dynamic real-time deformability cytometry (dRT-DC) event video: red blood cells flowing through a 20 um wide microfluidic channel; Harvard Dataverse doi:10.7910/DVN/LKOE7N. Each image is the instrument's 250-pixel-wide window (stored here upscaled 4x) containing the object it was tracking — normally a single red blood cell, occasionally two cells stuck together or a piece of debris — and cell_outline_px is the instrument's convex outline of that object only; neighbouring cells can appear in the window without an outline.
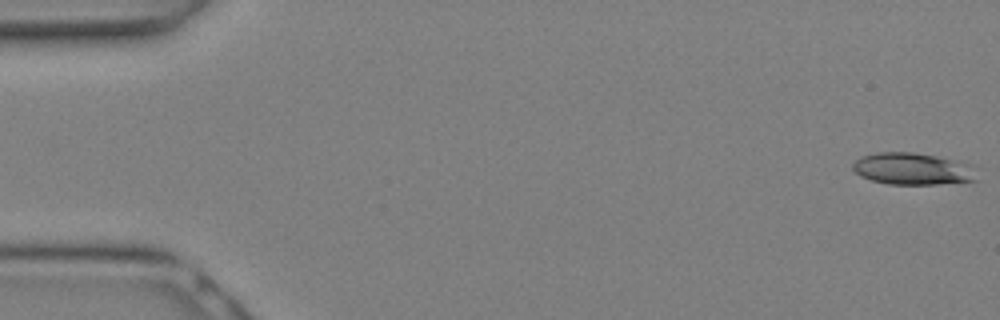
{"species": "Egyptian fruit bat (a non-hibernating species)", "species_latin": "Rousettus aegyptiacus", "temperature_condition": "warm", "stored_images_in_passage": 28, "camera_frame_rate_fps": 3000, "um_per_image_px": 0.085, "animal": {"sex": "female"}, "frame": {"image": 1, "passage_image": 1, "time_ms": 0.0, "image_size_px": [1000, 320], "cell_outline_px": [[976, 180], [936, 184], [888, 184], [872, 180], [860, 176], [852, 168], [852, 164], [860, 156], [880, 152], [912, 152], [936, 156], [972, 164]], "centroid_in_image_um": [77.53, 14.34], "position_along_channel_um": 7.5, "area_um2": 22.89}}
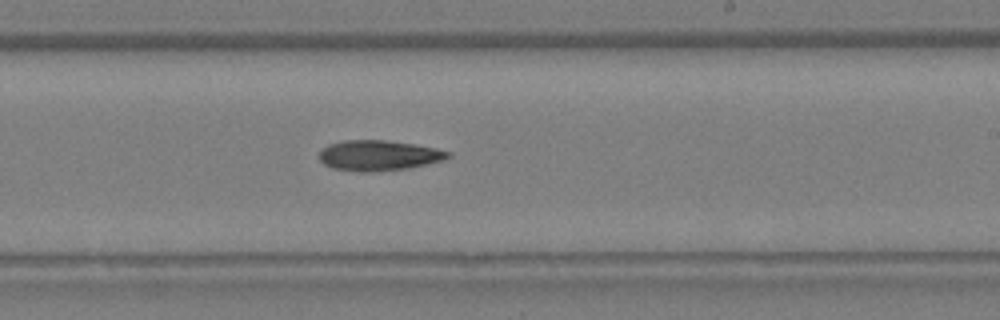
{"frame": {"image": 2, "passage_image": 17, "time_ms": 5.333, "image_size_px": [1000, 320], "cell_outline_px": [[452, 156], [444, 160], [408, 168], [372, 172], [360, 172], [332, 168], [324, 164], [320, 160], [320, 152], [328, 144], [344, 140], [384, 140], [412, 144], [436, 148], [452, 152]], "centroid_in_image_um": [32.2, 13.22], "position_along_channel_um": 256.8, "area_um2": 22.77}}
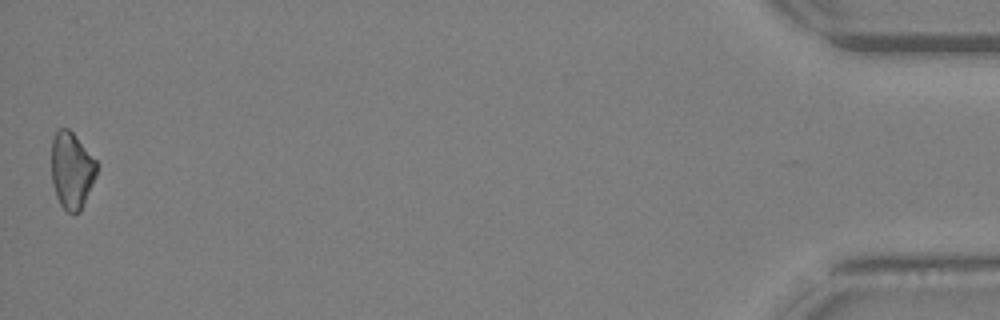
{"frame": {"image": 3, "passage_image": 28, "time_ms": 9.0, "image_size_px": [1000, 320], "cell_outline_px": [[96, 176], [84, 204], [80, 212], [72, 216], [60, 204], [56, 196], [52, 184], [52, 136], [60, 128], [68, 128], [72, 132], [96, 160]], "centroid_in_image_um": [6.08, 14.51], "position_along_channel_um": 429.1, "area_um2": 20.23}}